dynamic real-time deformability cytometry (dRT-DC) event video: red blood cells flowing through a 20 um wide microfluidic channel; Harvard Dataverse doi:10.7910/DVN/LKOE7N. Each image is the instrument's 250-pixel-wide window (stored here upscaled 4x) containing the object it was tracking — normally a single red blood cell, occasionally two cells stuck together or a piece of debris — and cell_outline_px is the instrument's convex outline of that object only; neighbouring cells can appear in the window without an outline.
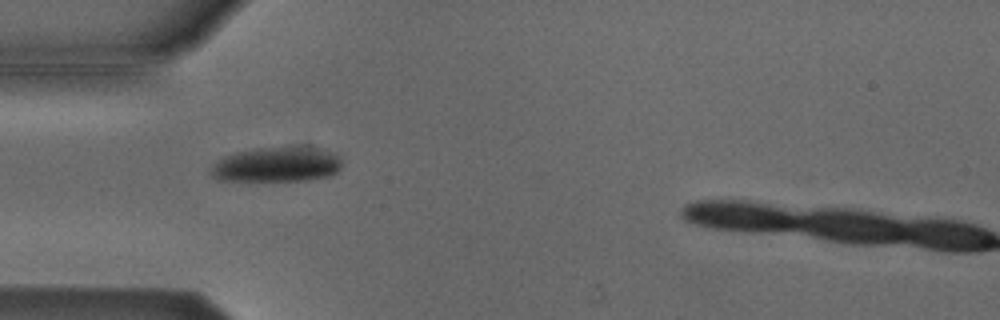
{"species": "Egyptian fruit bat (a non-hibernating species)", "species_latin": "Rousettus aegyptiacus", "temperature_condition": "cold", "stored_images_in_passage": 4, "camera_frame_rate_fps": 3000, "um_per_image_px": 0.085, "animal": {"sex": "male"}, "frame": {"image": 1, "passage_image": 1, "time_ms": 0.0, "image_size_px": [1000, 320], "cell_outline_px": [[340, 168], [332, 176], [308, 180], [220, 180], [212, 176], [208, 172], [212, 164], [216, 160], [224, 156], [236, 152], [256, 148], [292, 144], [304, 144], [332, 152], [340, 156]], "centroid_in_image_um": [23.55, 13.94], "position_along_channel_um": 61.5, "area_um2": 27.57}}
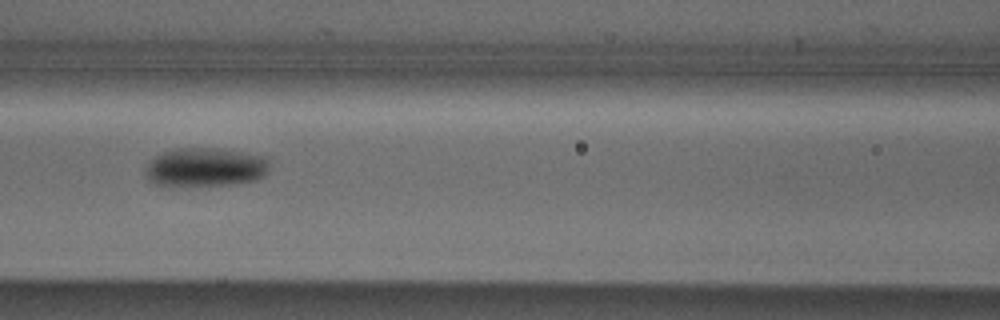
{"frame": {"image": 2, "passage_image": 3, "time_ms": 0.667, "image_size_px": [1000, 320], "cell_outline_px": [[268, 172], [264, 176], [256, 180], [236, 184], [156, 184], [148, 180], [144, 176], [144, 168], [148, 160], [172, 148], [224, 148], [268, 156]], "centroid_in_image_um": [17.47, 14.17], "position_along_channel_um": 149.1, "area_um2": 28.26}}
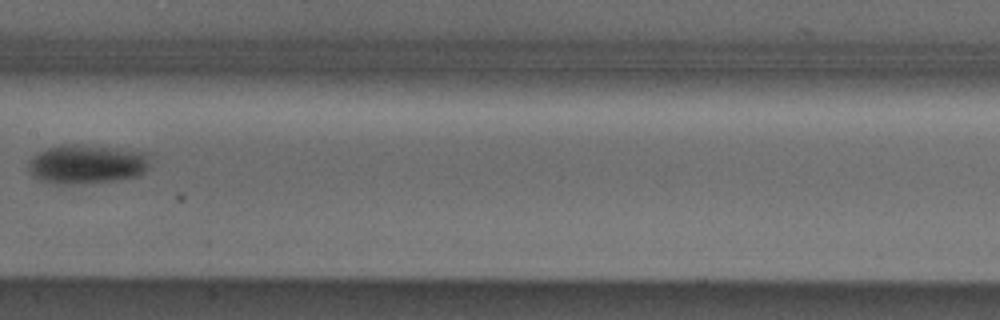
{"frame": {"image": 3, "passage_image": 4, "time_ms": 1.0, "image_size_px": [1000, 320], "cell_outline_px": [[152, 156], [148, 168], [140, 176], [112, 180], [72, 184], [52, 184], [40, 180], [32, 176], [28, 172], [28, 160], [40, 152], [48, 148], [60, 144], [76, 144], [116, 148], [152, 152]], "centroid_in_image_um": [7.41, 13.94], "position_along_channel_um": 200.0, "area_um2": 28.21}}